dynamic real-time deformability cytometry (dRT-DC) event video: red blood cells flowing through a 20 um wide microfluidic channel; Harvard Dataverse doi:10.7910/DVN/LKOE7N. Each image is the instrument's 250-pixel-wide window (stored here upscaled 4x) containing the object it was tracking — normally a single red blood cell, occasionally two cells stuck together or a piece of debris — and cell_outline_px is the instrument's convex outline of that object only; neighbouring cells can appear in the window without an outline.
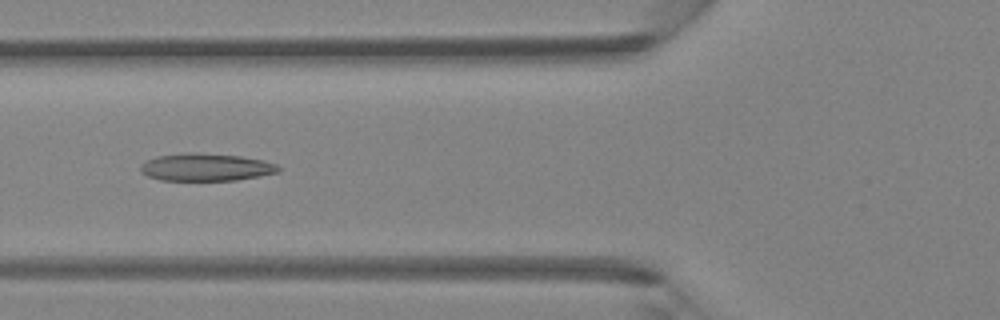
{"species": "Egyptian fruit bat (a non-hibernating species)", "species_latin": "Rousettus aegyptiacus", "temperature_condition": "room temperature", "stored_images_in_passage": 5, "camera_frame_rate_fps": 3000, "um_per_image_px": 0.085, "animal": {"sex": "female"}, "frame": {"image": 1, "passage_image": 4, "time_ms": 1.0, "image_size_px": [1000, 320], "cell_outline_px": [[280, 172], [260, 176], [236, 180], [160, 180], [148, 176], [140, 172], [140, 164], [156, 156], [184, 152], [196, 152], [240, 156], [264, 160], [276, 164], [280, 168]], "centroid_in_image_um": [17.5, 14.2], "position_along_channel_um": 108.3, "area_um2": 22.31}}
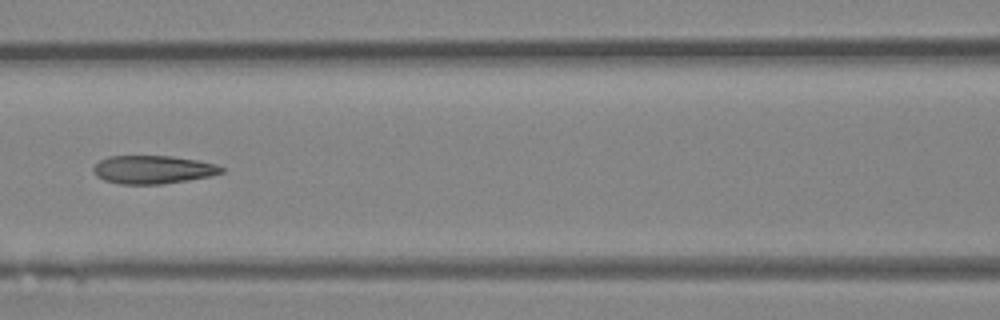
{"frame": {"image": 2, "passage_image": 5, "time_ms": 1.333, "image_size_px": [1000, 320], "cell_outline_px": [[224, 172], [212, 176], [188, 180], [160, 184], [120, 184], [104, 180], [96, 176], [92, 168], [100, 160], [108, 156], [172, 156], [196, 160], [216, 164], [224, 168]], "centroid_in_image_um": [13.0, 14.42], "position_along_channel_um": 153.6, "area_um2": 21.1}}